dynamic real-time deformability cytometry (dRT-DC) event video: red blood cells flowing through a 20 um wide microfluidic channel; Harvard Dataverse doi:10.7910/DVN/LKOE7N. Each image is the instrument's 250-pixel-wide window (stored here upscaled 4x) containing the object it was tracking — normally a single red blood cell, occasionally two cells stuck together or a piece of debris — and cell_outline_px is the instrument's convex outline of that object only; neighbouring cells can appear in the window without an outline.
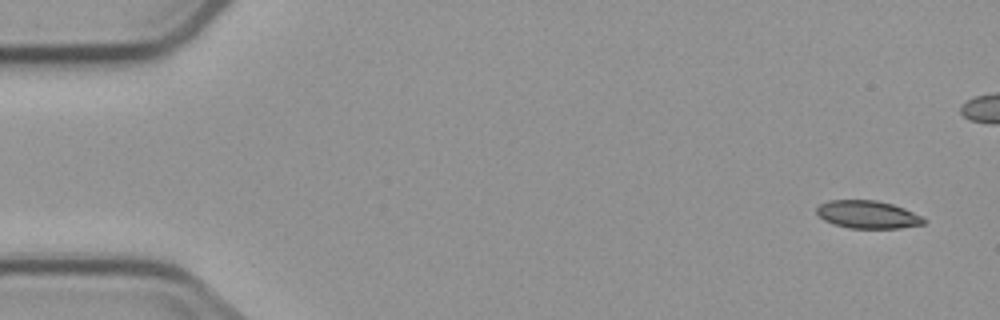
{"species": "common noctule bat (a hibernating species)", "species_latin": "Nyctalus noctula", "temperature_condition": "cold", "stored_images_in_passage": 3, "segment_of_instrument_passage": [2, 2], "camera_frame_rate_fps": 3000, "um_per_image_px": 0.085, "animal": {"sex": "male", "body_mass_g": 23.1, "forearm_length_mm": 52.7}, "frame": {"image": 1, "passage_image": 3, "time_ms": 3.333, "image_size_px": [1000, 320], "cell_outline_px": [[928, 220], [924, 224], [900, 228], [848, 228], [832, 224], [824, 220], [816, 212], [816, 208], [820, 204], [828, 200], [876, 200], [892, 204], [904, 208]], "centroid_in_image_um": [73.74, 18.24], "position_along_channel_um": 11.3, "area_um2": 17.4}}